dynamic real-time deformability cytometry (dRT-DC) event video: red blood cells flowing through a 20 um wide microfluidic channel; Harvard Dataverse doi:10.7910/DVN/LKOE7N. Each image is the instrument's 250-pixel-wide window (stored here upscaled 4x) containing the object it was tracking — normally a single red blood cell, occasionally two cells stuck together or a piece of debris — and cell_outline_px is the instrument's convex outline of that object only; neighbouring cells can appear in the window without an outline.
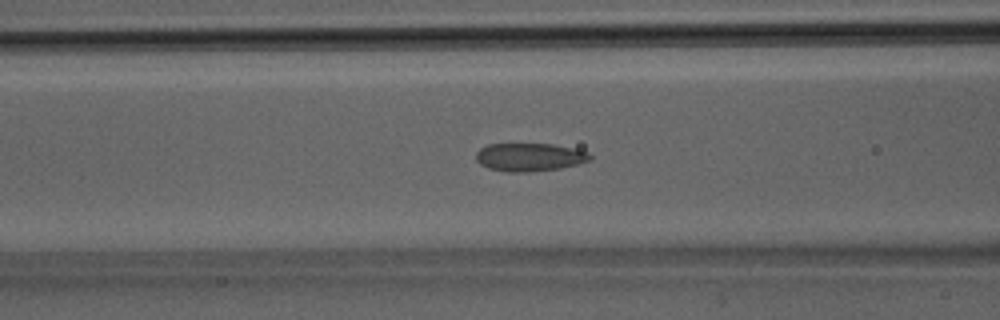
{"species": "Egyptian fruit bat (a non-hibernating species)", "species_latin": "Rousettus aegyptiacus", "temperature_condition": "room temperature", "stored_images_in_passage": 33, "camera_frame_rate_fps": 3000, "um_per_image_px": 0.085, "animal": {"sex": "male"}, "frame": {"image": 1, "passage_image": 11, "time_ms": 3.333, "image_size_px": [1000, 320], "cell_outline_px": [[592, 160], [580, 164], [560, 168], [528, 172], [508, 172], [488, 168], [480, 164], [476, 160], [476, 152], [480, 148], [488, 144], [552, 144], [572, 148], [588, 152], [592, 156]], "centroid_in_image_um": [45.02, 13.36], "position_along_channel_um": 121.6, "area_um2": 18.79}}
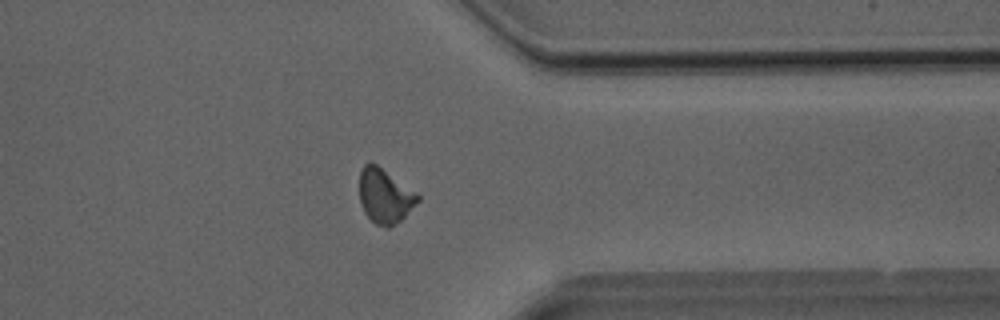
{"frame": {"image": 2, "passage_image": 25, "time_ms": 8.0, "image_size_px": [1000, 320], "cell_outline_px": [[420, 200], [400, 220], [388, 228], [376, 224], [364, 212], [360, 204], [360, 172], [364, 164], [376, 164], [416, 192], [420, 196]], "centroid_in_image_um": [32.71, 16.67], "position_along_channel_um": 378.7, "area_um2": 18.15}}
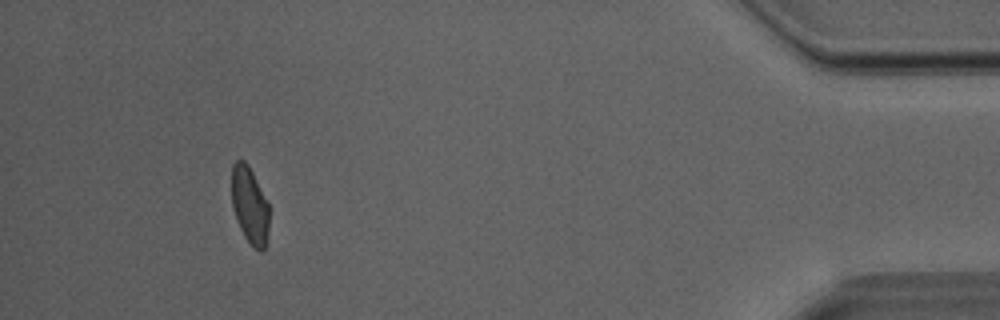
{"frame": {"image": 3, "passage_image": 30, "time_ms": 9.667, "image_size_px": [1000, 320], "cell_outline_px": [[272, 208], [264, 248], [260, 252], [244, 236], [236, 220], [232, 208], [232, 164], [236, 160], [244, 160], [248, 164], [268, 200]], "centroid_in_image_um": [21.25, 17.41], "position_along_channel_um": 413.9, "area_um2": 17.17}}